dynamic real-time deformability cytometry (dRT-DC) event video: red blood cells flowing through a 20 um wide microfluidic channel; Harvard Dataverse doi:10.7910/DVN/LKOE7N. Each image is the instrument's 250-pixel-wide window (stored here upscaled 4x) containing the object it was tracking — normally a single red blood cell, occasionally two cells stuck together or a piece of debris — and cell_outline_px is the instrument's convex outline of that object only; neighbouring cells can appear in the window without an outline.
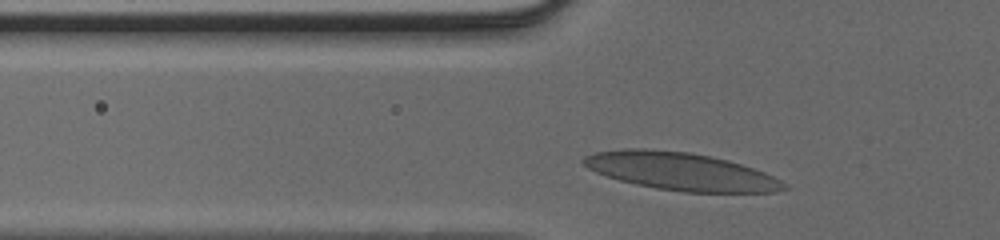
{"species": "human", "species_latin": "Homo sapiens", "temperature_condition": "cold", "stored_images_in_passage": 33, "camera_frame_rate_fps": 3000, "um_per_image_px": 0.085, "donor": {"sex": "male"}, "frame": {"image": 1, "passage_image": 6, "time_ms": 1.667, "image_size_px": [1000, 240], "cell_outline_px": [[788, 188], [772, 192], [684, 192], [656, 188], [636, 184], [620, 180], [596, 172], [588, 168], [580, 160], [584, 156], [596, 152], [624, 148], [644, 148], [688, 152], [712, 156], [728, 160], [764, 172], [780, 180]], "centroid_in_image_um": [57.83, 14.56], "position_along_channel_um": 68.0, "area_um2": 43.75}}
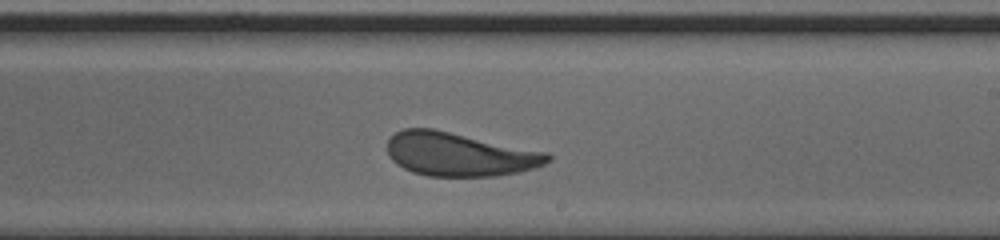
{"frame": {"image": 2, "passage_image": 21, "time_ms": 6.667, "image_size_px": [1000, 240], "cell_outline_px": [[552, 160], [536, 168], [496, 176], [428, 176], [412, 172], [396, 164], [388, 156], [388, 140], [396, 132], [404, 128], [432, 128], [548, 152], [552, 156]], "centroid_in_image_um": [39.06, 13.11], "position_along_channel_um": 249.9, "area_um2": 40.86}}
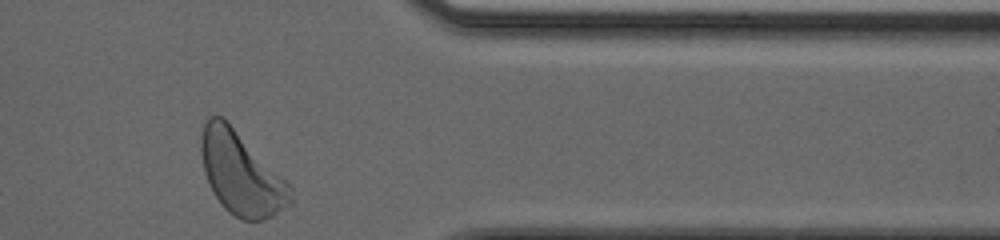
{"frame": {"image": 3, "passage_image": 33, "time_ms": 10.667, "image_size_px": [1000, 240], "cell_outline_px": [[292, 204], [272, 216], [260, 220], [240, 220], [228, 212], [224, 208], [212, 192], [204, 172], [200, 152], [200, 136], [204, 124], [208, 116], [220, 116], [292, 184]], "centroid_in_image_um": [20.5, 14.78], "position_along_channel_um": 390.9, "area_um2": 43.06}}